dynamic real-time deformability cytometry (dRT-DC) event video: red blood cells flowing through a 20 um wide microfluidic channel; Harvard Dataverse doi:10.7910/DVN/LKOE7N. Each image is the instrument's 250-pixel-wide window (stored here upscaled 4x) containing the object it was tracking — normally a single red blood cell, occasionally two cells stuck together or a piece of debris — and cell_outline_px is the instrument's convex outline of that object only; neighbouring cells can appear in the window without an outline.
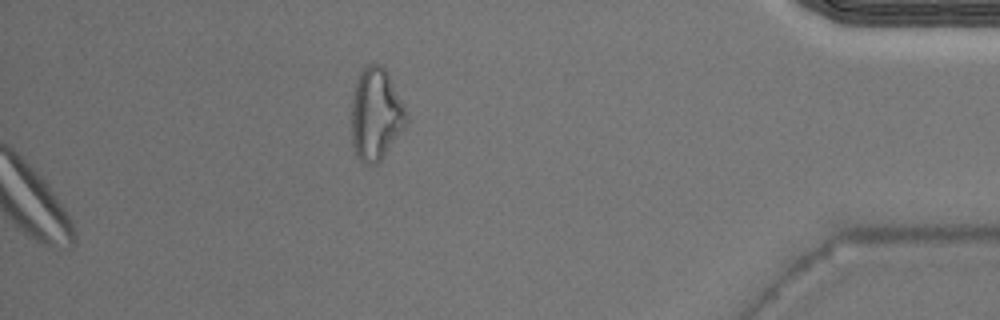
{"species": "Egyptian fruit bat (a non-hibernating species)", "species_latin": "Rousettus aegyptiacus", "temperature_condition": "warm", "stored_images_in_passage": 45, "camera_frame_rate_fps": 3000, "um_per_image_px": 0.085, "animal": {"sex": "male"}, "frame": {"image": 1, "passage_image": 45, "time_ms": 14.667, "image_size_px": [1000, 320], "cell_outline_px": [[408, 120], [380, 160], [376, 164], [364, 164], [356, 156], [352, 144], [352, 96], [356, 80], [360, 72], [368, 64], [380, 64], [384, 68], [408, 116]], "centroid_in_image_um": [31.9, 9.72], "position_along_channel_um": 403.3, "area_um2": 28.73}}